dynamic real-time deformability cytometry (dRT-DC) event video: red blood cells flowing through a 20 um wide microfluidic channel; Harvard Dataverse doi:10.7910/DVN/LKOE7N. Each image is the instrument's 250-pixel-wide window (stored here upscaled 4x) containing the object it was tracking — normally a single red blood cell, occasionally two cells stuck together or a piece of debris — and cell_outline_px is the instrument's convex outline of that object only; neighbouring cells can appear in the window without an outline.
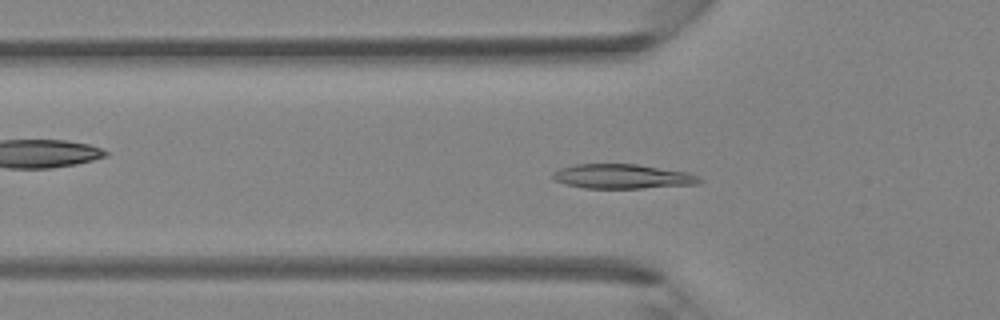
{"species": "Egyptian fruit bat (a non-hibernating species)", "species_latin": "Rousettus aegyptiacus", "temperature_condition": "room temperature", "stored_images_in_passage": 35, "camera_frame_rate_fps": 3000, "um_per_image_px": 0.085, "animal": {"sex": "female"}, "frame": {"image": 1, "passage_image": 8, "time_ms": 2.333, "image_size_px": [1000, 320], "cell_outline_px": [[704, 180], [700, 184], [640, 188], [584, 188], [568, 184], [556, 180], [552, 176], [552, 172], [560, 168], [576, 164], [636, 164], [688, 172]], "centroid_in_image_um": [52.93, 14.99], "position_along_channel_um": 72.9, "area_um2": 20.81}}
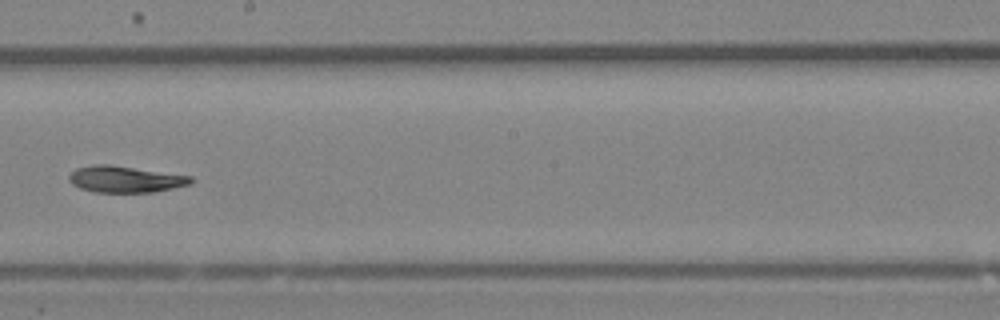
{"frame": {"image": 2, "passage_image": 18, "time_ms": 5.667, "image_size_px": [1000, 320], "cell_outline_px": [[196, 180], [192, 184], [156, 192], [96, 192], [80, 188], [72, 184], [68, 180], [68, 176], [76, 168], [92, 164], [112, 164], [192, 176]], "centroid_in_image_um": [10.68, 15.22], "position_along_channel_um": 237.5, "area_um2": 19.13}}
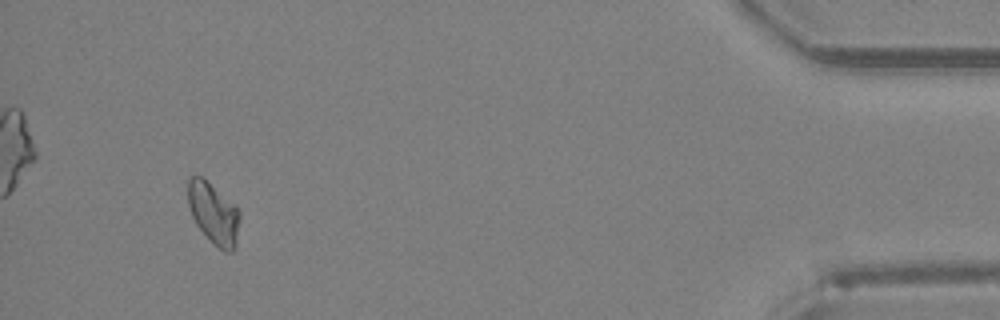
{"frame": {"image": 3, "passage_image": 33, "time_ms": 10.667, "image_size_px": [1000, 320], "cell_outline_px": [[240, 220], [236, 244], [232, 252], [224, 252], [196, 224], [192, 216], [188, 204], [188, 180], [192, 176], [200, 176], [232, 204], [240, 212]], "centroid_in_image_um": [18.15, 18.16], "position_along_channel_um": 417.0, "area_um2": 17.74}}